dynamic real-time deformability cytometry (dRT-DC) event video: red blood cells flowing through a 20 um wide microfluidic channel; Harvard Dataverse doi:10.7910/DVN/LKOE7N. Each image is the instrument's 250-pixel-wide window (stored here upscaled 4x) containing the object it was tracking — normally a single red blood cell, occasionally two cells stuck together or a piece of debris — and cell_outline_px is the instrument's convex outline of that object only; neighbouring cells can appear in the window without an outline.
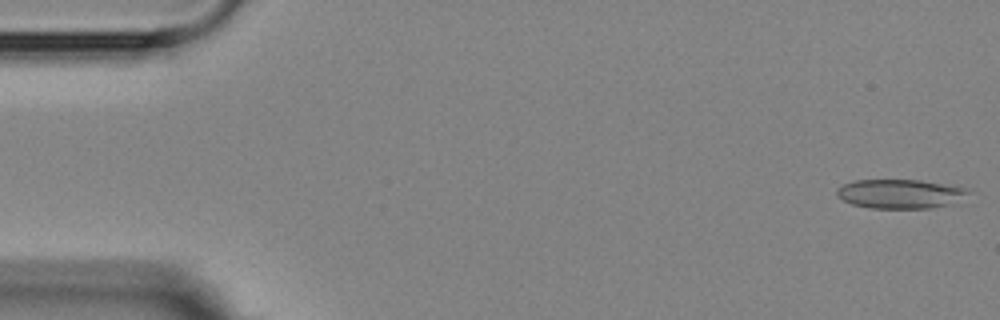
{"species": "Egyptian fruit bat (a non-hibernating species)", "species_latin": "Rousettus aegyptiacus", "temperature_condition": "room temperature", "stored_images_in_passage": 6, "camera_frame_rate_fps": 3000, "um_per_image_px": 0.085, "animal": {"sex": "female"}, "frame": {"image": 1, "passage_image": 1, "time_ms": 0.0, "image_size_px": [1000, 320], "cell_outline_px": [[968, 192], [956, 204], [932, 208], [872, 208], [852, 204], [836, 196], [836, 188], [844, 184], [856, 180], [920, 180], [968, 188]], "centroid_in_image_um": [76.52, 16.48], "position_along_channel_um": 8.5, "area_um2": 22.37}}
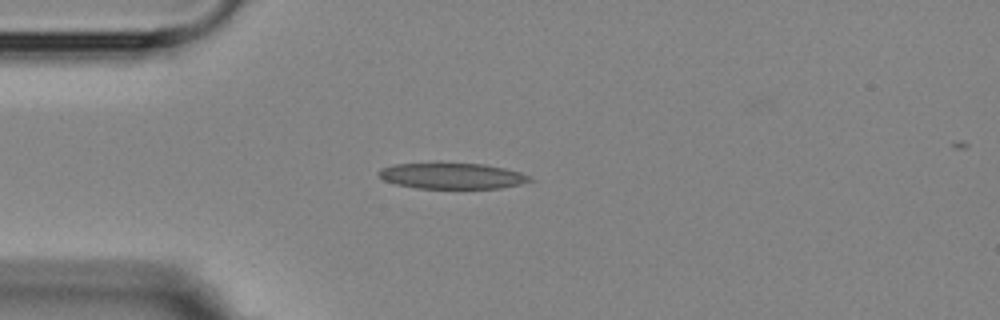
{"frame": {"image": 2, "passage_image": 5, "time_ms": 4.333, "image_size_px": [1000, 320], "cell_outline_px": [[536, 180], [520, 184], [500, 188], [416, 188], [396, 184], [384, 180], [376, 172], [380, 168], [392, 164], [484, 164], [504, 168], [520, 172], [532, 176]], "centroid_in_image_um": [38.45, 14.96], "position_along_channel_um": 46.5, "area_um2": 22.66}}